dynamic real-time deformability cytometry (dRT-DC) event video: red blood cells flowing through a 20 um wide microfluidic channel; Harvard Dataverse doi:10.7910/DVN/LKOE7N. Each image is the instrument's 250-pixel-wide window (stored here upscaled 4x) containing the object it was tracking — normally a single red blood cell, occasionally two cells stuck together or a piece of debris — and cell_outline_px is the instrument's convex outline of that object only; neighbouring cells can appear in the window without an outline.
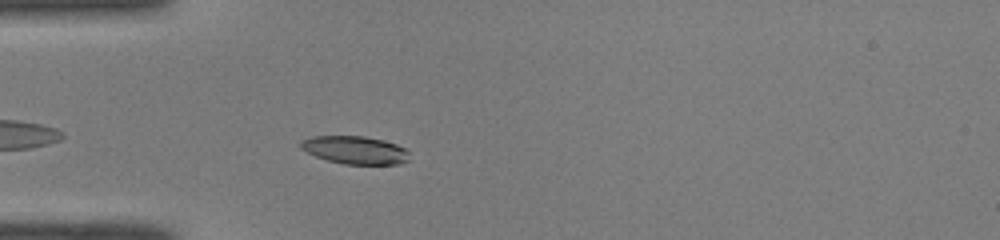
{"species": "common noctule bat (a hibernating species)", "species_latin": "Nyctalus noctula", "temperature_condition": "room temperature", "stored_images_in_passage": 31, "camera_frame_rate_fps": 3000, "um_per_image_px": 0.085, "animal": {"sex": "male", "body_mass_g": 19.0, "forearm_length_mm": 50.8}, "frame": {"image": 1, "passage_image": 5, "time_ms": 1.333, "image_size_px": [1000, 240], "cell_outline_px": [[408, 160], [400, 164], [344, 164], [328, 160], [316, 156], [300, 148], [300, 140], [312, 136], [364, 136], [384, 140], [396, 144], [404, 148], [408, 152]], "centroid_in_image_um": [30.17, 12.74], "position_along_channel_um": 54.8, "area_um2": 17.63}}
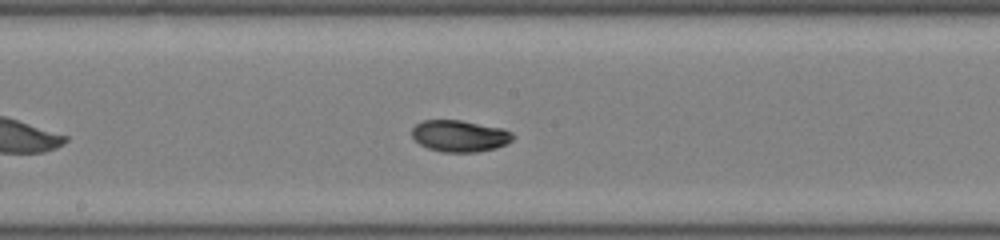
{"frame": {"image": 2, "passage_image": 17, "time_ms": 5.333, "image_size_px": [1000, 240], "cell_outline_px": [[516, 136], [512, 140], [496, 148], [476, 152], [440, 152], [428, 148], [420, 144], [412, 136], [412, 128], [416, 124], [424, 120], [460, 120], [504, 128], [512, 132]], "centroid_in_image_um": [39.09, 11.55], "position_along_channel_um": 209.1, "area_um2": 18.67}}
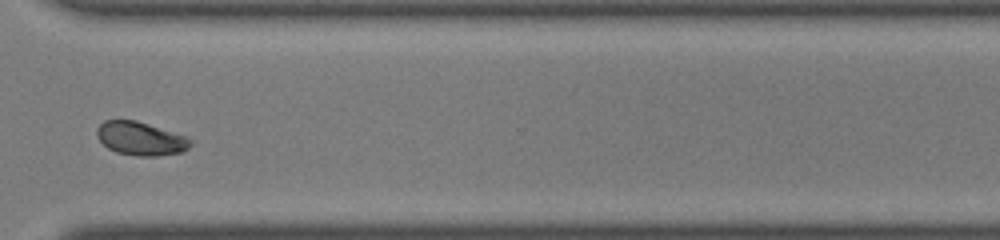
{"frame": {"image": 3, "passage_image": 28, "time_ms": 9.0, "image_size_px": [1000, 240], "cell_outline_px": [[192, 144], [184, 152], [156, 156], [136, 156], [116, 152], [108, 148], [96, 136], [96, 128], [104, 120], [136, 120], [188, 136], [192, 140]], "centroid_in_image_um": [11.98, 11.78], "position_along_channel_um": 358.6, "area_um2": 18.5}, "authors_computed_cell_mechanics": {"area_um2": 18.1492, "velocity_mm_per_s": 4.0495, "shape_relaxation_time_tau1_ms": 3.4748, "shape_relaxation_time_tau2_ms": 1.872, "deformation_change_tau1": 0.1049, "deformation_change_tau2": 0.0445}}